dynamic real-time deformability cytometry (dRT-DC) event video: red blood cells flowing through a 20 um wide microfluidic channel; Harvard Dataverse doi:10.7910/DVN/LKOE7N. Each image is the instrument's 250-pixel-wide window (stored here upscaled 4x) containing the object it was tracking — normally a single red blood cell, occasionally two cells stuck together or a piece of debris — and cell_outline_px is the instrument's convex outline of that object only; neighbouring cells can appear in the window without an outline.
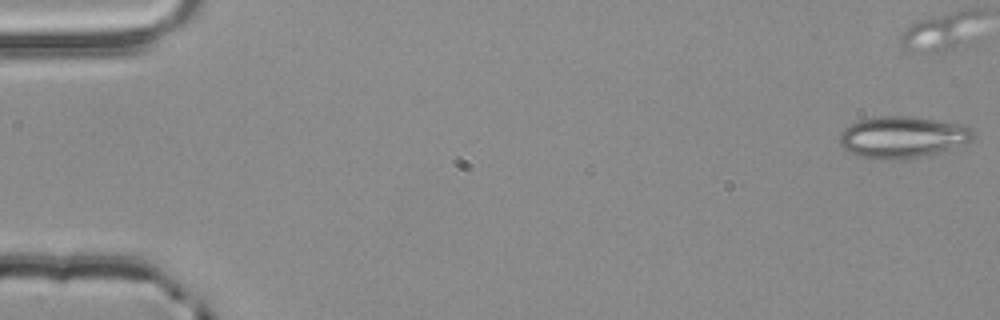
{"species": "common noctule bat (a hibernating species)", "species_latin": "Nyctalus noctula", "temperature_condition": "room temperature", "stored_images_in_passage": 16, "camera_frame_rate_fps": 3000, "um_per_image_px": 0.085, "animal": {"sex": "male", "body_mass_g": 20.4}, "frame": {"image": 1, "passage_image": 1, "time_ms": 0.0, "image_size_px": [1000, 320], "cell_outline_px": [[976, 132], [972, 140], [964, 144], [920, 156], [900, 160], [856, 156], [844, 148], [840, 144], [840, 132], [844, 128], [860, 120], [880, 116], [908, 116], [960, 124], [972, 128]], "centroid_in_image_um": [76.7, 11.65], "position_along_channel_um": 8.3, "area_um2": 31.91}}